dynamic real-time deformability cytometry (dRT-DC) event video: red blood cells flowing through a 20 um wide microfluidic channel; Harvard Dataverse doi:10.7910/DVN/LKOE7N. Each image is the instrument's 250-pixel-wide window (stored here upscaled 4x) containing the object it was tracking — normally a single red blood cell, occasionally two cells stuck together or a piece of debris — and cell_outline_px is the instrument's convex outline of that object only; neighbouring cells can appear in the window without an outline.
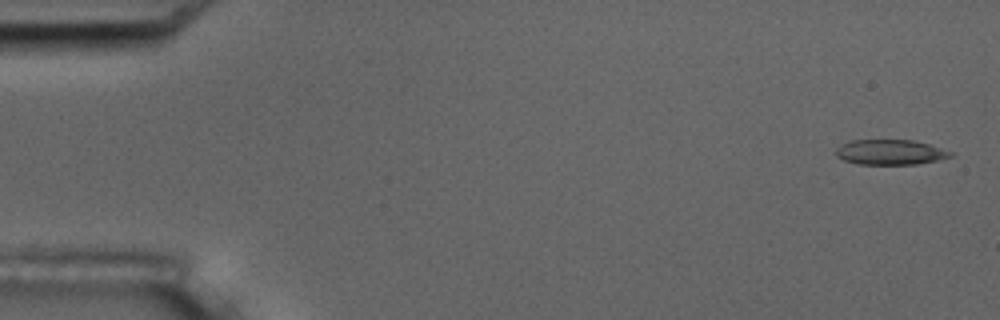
{"species": "common noctule bat (a hibernating species)", "species_latin": "Nyctalus noctula", "temperature_condition": "room temperature", "stored_images_in_passage": 5, "camera_frame_rate_fps": 3000, "um_per_image_px": 0.085, "animal": {"sex": "male", "body_mass_g": 17.5, "forearm_length_mm": 52.3}, "frame": {"image": 1, "passage_image": 1, "time_ms": 0.0, "image_size_px": [1000, 320], "cell_outline_px": [[956, 152], [952, 156], [936, 160], [916, 164], [860, 164], [844, 160], [836, 156], [836, 148], [852, 140], [912, 140], [928, 144]], "centroid_in_image_um": [75.71, 12.93], "position_along_channel_um": 9.3, "area_um2": 16.65}}